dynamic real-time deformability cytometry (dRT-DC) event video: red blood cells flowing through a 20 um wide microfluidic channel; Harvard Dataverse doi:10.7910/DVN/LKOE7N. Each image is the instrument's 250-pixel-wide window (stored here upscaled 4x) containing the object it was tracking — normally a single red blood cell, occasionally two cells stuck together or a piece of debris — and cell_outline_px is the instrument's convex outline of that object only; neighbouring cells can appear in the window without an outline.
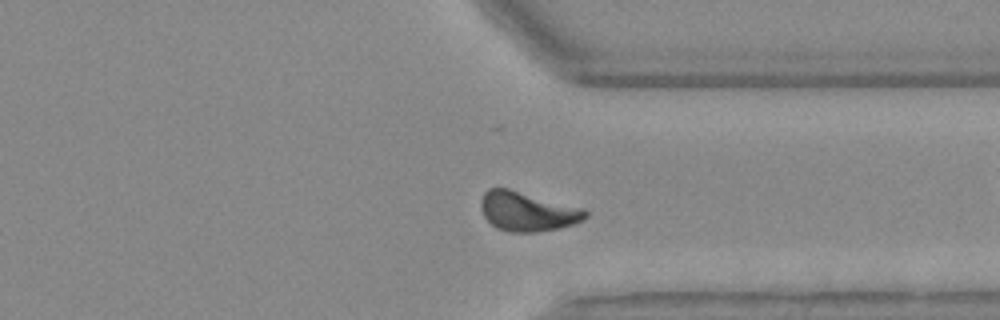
{"species": "Egyptian fruit bat (a non-hibernating species)", "species_latin": "Rousettus aegyptiacus", "temperature_condition": "warm", "stored_images_in_passage": 34, "camera_frame_rate_fps": 3000, "um_per_image_px": 0.085, "animal": {"sex": "female"}, "frame": {"image": 1, "passage_image": 28, "time_ms": 9.0, "image_size_px": [1000, 320], "cell_outline_px": [[588, 216], [584, 220], [560, 228], [536, 232], [508, 232], [496, 228], [484, 216], [480, 208], [480, 200], [484, 192], [488, 188], [508, 188], [584, 208], [588, 212]], "centroid_in_image_um": [44.82, 17.97], "position_along_channel_um": 366.6, "area_um2": 24.16}, "authors_computed_cell_mechanics": {"area_um2": 23.4379, "velocity_mm_per_s": 3.7493, "shape_relaxation_time_tau1_ms": 4.5199, "shape_relaxation_time_tau2_ms": 2.2844, "deformation_change_tau1": 0.1373, "deformation_change_tau2": 0.0844}}